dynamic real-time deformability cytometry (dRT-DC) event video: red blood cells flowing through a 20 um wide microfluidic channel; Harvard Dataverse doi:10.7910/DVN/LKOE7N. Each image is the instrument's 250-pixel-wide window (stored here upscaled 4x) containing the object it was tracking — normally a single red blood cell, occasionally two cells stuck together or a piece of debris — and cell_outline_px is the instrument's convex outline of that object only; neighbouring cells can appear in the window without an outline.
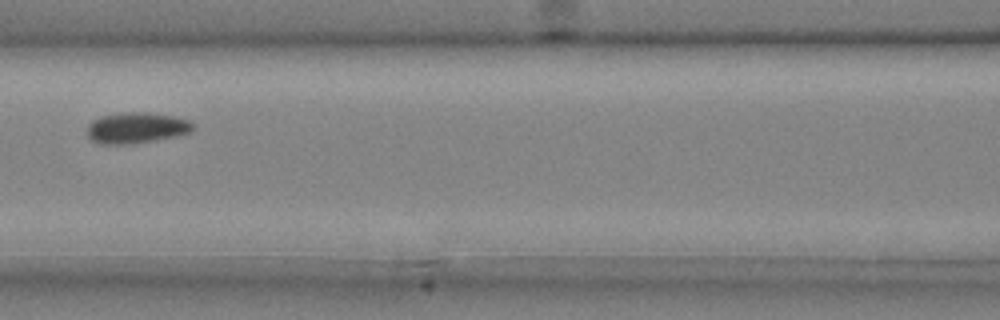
{"species": "common noctule bat (a hibernating species)", "species_latin": "Nyctalus noctula", "temperature_condition": "cold", "stored_images_in_passage": 5, "camera_frame_rate_fps": 3000, "um_per_image_px": 0.085, "animal": {"sex": "male", "body_mass_g": 20.4}, "frame": {"image": 1, "passage_image": 5, "time_ms": 1.333, "image_size_px": [1000, 320], "cell_outline_px": [[196, 128], [192, 132], [176, 136], [156, 140], [132, 144], [100, 144], [92, 140], [88, 136], [88, 124], [92, 120], [100, 116], [124, 112], [148, 112], [176, 116], [188, 120], [196, 124]], "centroid_in_image_um": [11.65, 10.86], "position_along_channel_um": 155.0, "area_um2": 19.42}}